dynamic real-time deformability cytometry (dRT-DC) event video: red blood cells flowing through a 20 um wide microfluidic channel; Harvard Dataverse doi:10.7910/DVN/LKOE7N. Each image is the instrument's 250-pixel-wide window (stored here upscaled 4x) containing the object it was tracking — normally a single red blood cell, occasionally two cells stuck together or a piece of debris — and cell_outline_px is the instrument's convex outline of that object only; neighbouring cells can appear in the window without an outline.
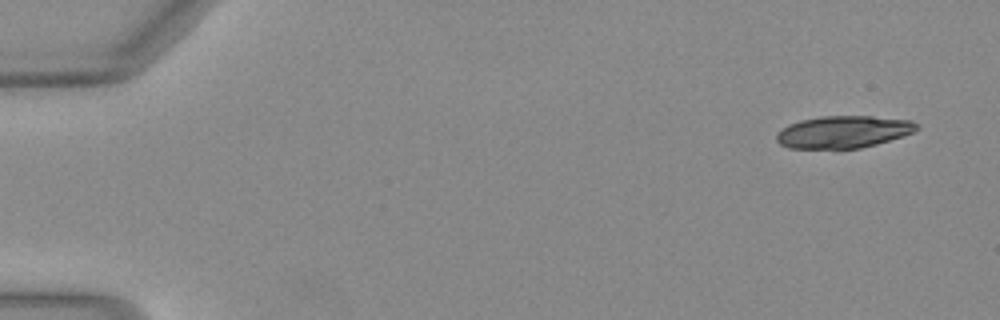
{"species": "Egyptian fruit bat (a non-hibernating species)", "species_latin": "Rousettus aegyptiacus", "temperature_condition": "warm", "stored_images_in_passage": 50, "segment_of_instrument_passage": [1, 2], "camera_frame_rate_fps": 3000, "um_per_image_px": 0.085, "animal": {"sex": "female"}, "frame": {"image": 1, "passage_image": 1, "time_ms": 0.0, "image_size_px": [1000, 320], "cell_outline_px": [[920, 128], [912, 132], [876, 144], [860, 148], [788, 148], [780, 144], [776, 140], [776, 132], [788, 124], [800, 120], [820, 116], [872, 116], [912, 120]], "centroid_in_image_um": [71.64, 11.2], "position_along_channel_um": 13.4, "area_um2": 26.24}}
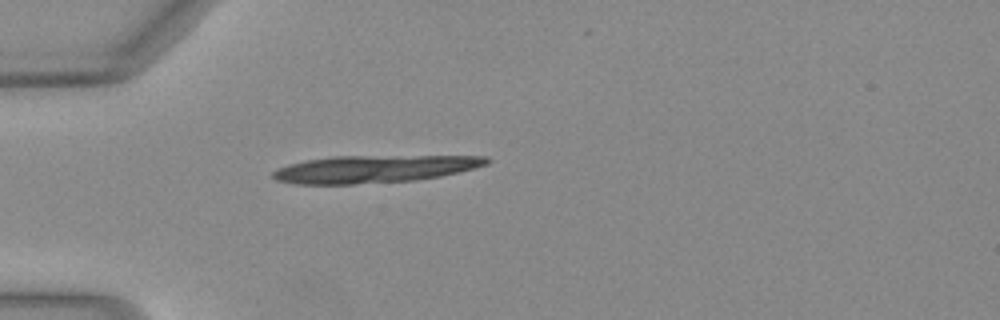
{"frame": {"image": 2, "passage_image": 13, "time_ms": 4.0, "image_size_px": [1000, 320], "cell_outline_px": [[492, 160], [488, 164], [440, 176], [416, 180], [352, 184], [292, 184], [276, 180], [272, 176], [272, 172], [288, 164], [308, 160], [336, 156], [488, 156]], "centroid_in_image_um": [31.8, 14.36], "position_along_channel_um": 53.2, "area_um2": 33.93}}